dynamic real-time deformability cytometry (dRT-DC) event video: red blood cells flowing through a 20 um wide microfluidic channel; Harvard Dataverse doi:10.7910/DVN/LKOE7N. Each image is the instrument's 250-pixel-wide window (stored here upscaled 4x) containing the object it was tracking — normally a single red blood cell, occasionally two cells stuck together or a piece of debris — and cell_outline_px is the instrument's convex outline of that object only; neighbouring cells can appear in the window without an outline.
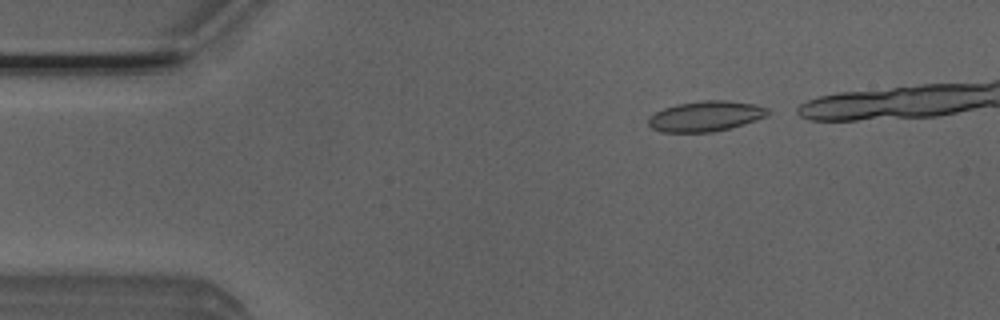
{"species": "Egyptian fruit bat (a non-hibernating species)", "species_latin": "Rousettus aegyptiacus", "temperature_condition": "room temperature", "stored_images_in_passage": 4, "camera_frame_rate_fps": 3000, "um_per_image_px": 0.085, "animal": {"sex": "male"}, "frame": {"image": 1, "passage_image": 1, "time_ms": 0.0, "image_size_px": [1000, 320], "cell_outline_px": [[768, 116], [728, 128], [712, 132], [660, 132], [652, 128], [648, 124], [648, 116], [664, 108], [676, 104], [704, 100], [728, 100], [756, 104], [768, 108]], "centroid_in_image_um": [59.96, 9.87], "position_along_channel_um": 25.0, "area_um2": 21.1}}